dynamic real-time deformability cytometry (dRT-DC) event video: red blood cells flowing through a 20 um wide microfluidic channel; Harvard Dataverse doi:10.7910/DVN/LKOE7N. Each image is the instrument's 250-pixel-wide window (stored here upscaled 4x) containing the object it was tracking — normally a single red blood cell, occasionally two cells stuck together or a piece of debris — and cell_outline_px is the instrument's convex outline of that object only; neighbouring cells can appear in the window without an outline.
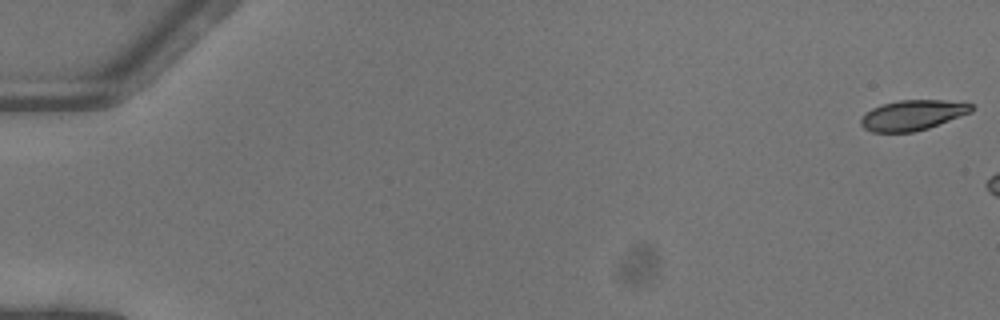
{"species": "common noctule bat (a hibernating species)", "species_latin": "Nyctalus noctula", "temperature_condition": "warm", "stored_images_in_passage": 8, "camera_frame_rate_fps": 3000, "um_per_image_px": 0.085, "animal": {"sex": "female"}, "frame": {"image": 1, "passage_image": 1, "time_ms": 0.0, "image_size_px": [1000, 320], "cell_outline_px": [[976, 108], [972, 112], [928, 128], [912, 132], [872, 132], [864, 128], [860, 124], [860, 116], [872, 108], [884, 104], [900, 100], [944, 100], [972, 104]], "centroid_in_image_um": [77.56, 9.79], "position_along_channel_um": 7.4, "area_um2": 19.48}}